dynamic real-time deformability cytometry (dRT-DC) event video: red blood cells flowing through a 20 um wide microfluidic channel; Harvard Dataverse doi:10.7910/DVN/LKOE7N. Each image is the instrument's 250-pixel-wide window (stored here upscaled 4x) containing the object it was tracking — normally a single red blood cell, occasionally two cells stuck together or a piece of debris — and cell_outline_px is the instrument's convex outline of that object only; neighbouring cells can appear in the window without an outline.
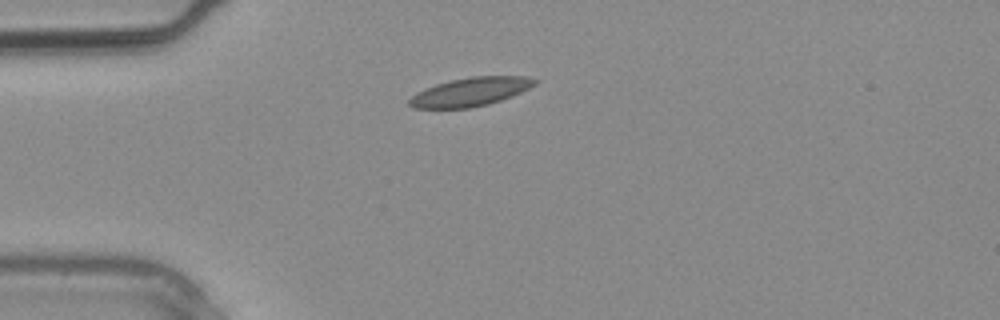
{"species": "common noctule bat (a hibernating species)", "species_latin": "Nyctalus noctula", "temperature_condition": "warm", "stored_images_in_passage": 1, "camera_frame_rate_fps": 3000, "um_per_image_px": 0.085, "animal": {"sex": "male", "body_mass_g": 20.4}, "frame": {"image": 1, "passage_image": 1, "time_ms": 0.0, "image_size_px": [1000, 320], "cell_outline_px": [[540, 80], [536, 84], [512, 96], [488, 104], [468, 108], [412, 108], [408, 104], [408, 100], [416, 92], [424, 88], [436, 84], [452, 80], [472, 76], [524, 76]], "centroid_in_image_um": [39.97, 7.8], "position_along_channel_um": 45.0, "area_um2": 20.87}}